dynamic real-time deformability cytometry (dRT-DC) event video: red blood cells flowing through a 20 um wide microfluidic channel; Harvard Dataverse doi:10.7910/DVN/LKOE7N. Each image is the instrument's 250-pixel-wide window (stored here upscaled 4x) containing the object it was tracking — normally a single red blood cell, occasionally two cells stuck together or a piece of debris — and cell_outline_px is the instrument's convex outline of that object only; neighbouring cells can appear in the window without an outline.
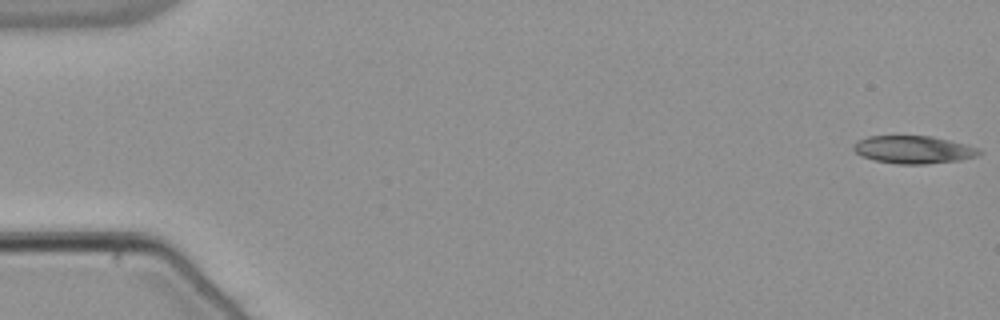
{"species": "common noctule bat (a hibernating species)", "species_latin": "Nyctalus noctula", "temperature_condition": "warm", "stored_images_in_passage": 54, "camera_frame_rate_fps": 3000, "um_per_image_px": 0.085, "animal": {"sex": "male", "body_mass_g": 21.5, "forearm_length_mm": 52.0}, "frame": {"image": 1, "passage_image": 1, "time_ms": 0.0, "image_size_px": [1000, 320], "cell_outline_px": [[984, 152], [976, 156], [960, 160], [924, 164], [896, 164], [876, 160], [860, 156], [852, 148], [856, 140], [868, 136], [932, 136], [980, 148]], "centroid_in_image_um": [77.63, 12.72], "position_along_channel_um": 7.4, "area_um2": 20.35}}
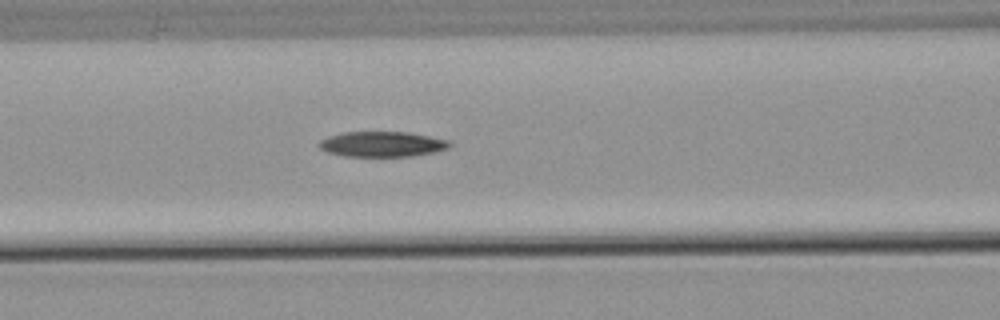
{"frame": {"image": 2, "passage_image": 23, "time_ms": 7.333, "image_size_px": [1000, 320], "cell_outline_px": [[452, 144], [448, 148], [432, 152], [412, 156], [344, 156], [328, 152], [320, 148], [316, 144], [320, 140], [328, 136], [344, 132], [408, 132], [452, 140]], "centroid_in_image_um": [32.49, 12.24], "position_along_channel_um": 134.1, "area_um2": 19.31}}
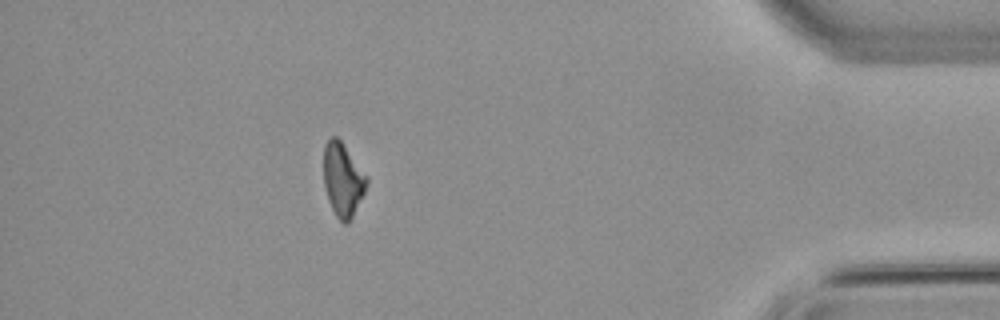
{"frame": {"image": 3, "passage_image": 48, "time_ms": 15.667, "image_size_px": [1000, 320], "cell_outline_px": [[368, 184], [348, 224], [344, 224], [336, 216], [328, 200], [324, 184], [324, 144], [332, 136], [336, 136], [340, 140], [368, 176]], "centroid_in_image_um": [29.14, 15.26], "position_along_channel_um": 406.1, "area_um2": 18.26}, "authors_computed_cell_mechanics": {"area_um2": 20.0277, "velocity_mm_per_s": 3.8482, "shape_relaxation_time_tau1_ms": 6.329, "shape_relaxation_time_tau2_ms": null, "deformation_change_tau1": 0.1495, "deformation_change_tau2": null}}